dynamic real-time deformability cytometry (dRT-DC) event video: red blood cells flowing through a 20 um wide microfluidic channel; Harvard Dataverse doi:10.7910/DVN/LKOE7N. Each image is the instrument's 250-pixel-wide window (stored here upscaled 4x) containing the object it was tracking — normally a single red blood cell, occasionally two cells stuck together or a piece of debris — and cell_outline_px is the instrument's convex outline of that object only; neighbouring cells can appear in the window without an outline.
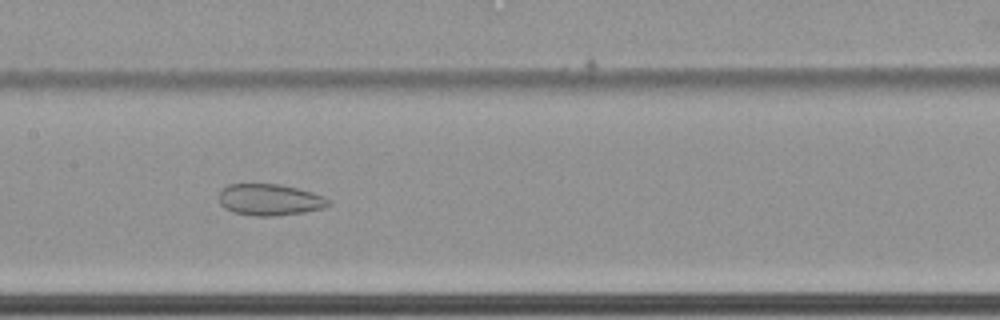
{"species": "common noctule bat (a hibernating species)", "species_latin": "Nyctalus noctula", "temperature_condition": "cold", "stored_images_in_passage": 65, "camera_frame_rate_fps": 3000, "um_per_image_px": 0.085, "animal": {"sex": "female", "body_mass_g": 22.7, "forearm_length_mm": 54.2}, "frame": {"image": 1, "passage_image": 36, "time_ms": 11.667, "image_size_px": [1000, 320], "cell_outline_px": [[332, 204], [324, 208], [304, 212], [276, 216], [252, 216], [232, 212], [224, 208], [220, 204], [216, 196], [220, 188], [228, 184], [280, 184], [312, 192], [324, 196]], "centroid_in_image_um": [22.86, 16.98], "position_along_channel_um": 184.5, "area_um2": 20.52}}
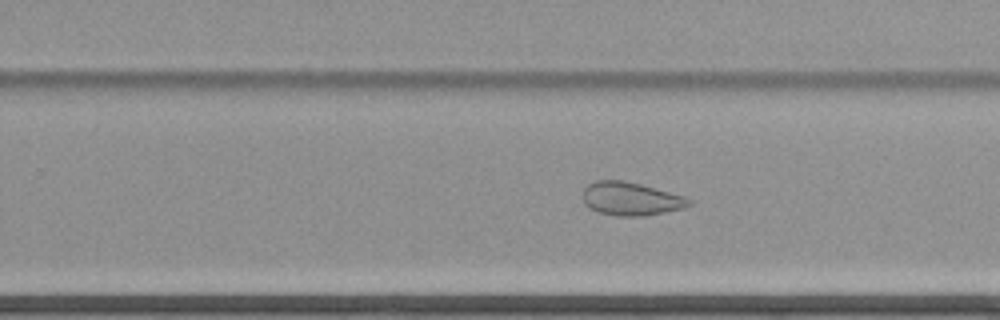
{"frame": {"image": 2, "passage_image": 44, "time_ms": 14.333, "image_size_px": [1000, 320], "cell_outline_px": [[692, 204], [688, 208], [640, 216], [616, 216], [600, 212], [588, 208], [584, 204], [584, 188], [588, 184], [596, 180], [624, 180], [640, 184], [684, 196], [692, 200]], "centroid_in_image_um": [53.64, 16.9], "position_along_channel_um": 276.2, "area_um2": 20.63}}
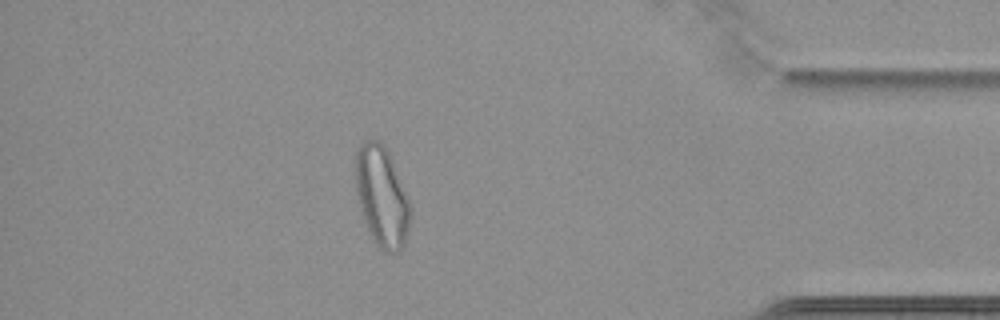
{"frame": {"image": 3, "passage_image": 58, "time_ms": 19.0, "image_size_px": [1000, 320], "cell_outline_px": [[412, 212], [404, 244], [400, 252], [384, 252], [372, 240], [368, 232], [360, 208], [352, 176], [356, 148], [364, 140], [380, 140], [384, 144], [392, 160], [408, 200]], "centroid_in_image_um": [32.39, 16.67], "position_along_channel_um": 402.8, "area_um2": 32.6}}